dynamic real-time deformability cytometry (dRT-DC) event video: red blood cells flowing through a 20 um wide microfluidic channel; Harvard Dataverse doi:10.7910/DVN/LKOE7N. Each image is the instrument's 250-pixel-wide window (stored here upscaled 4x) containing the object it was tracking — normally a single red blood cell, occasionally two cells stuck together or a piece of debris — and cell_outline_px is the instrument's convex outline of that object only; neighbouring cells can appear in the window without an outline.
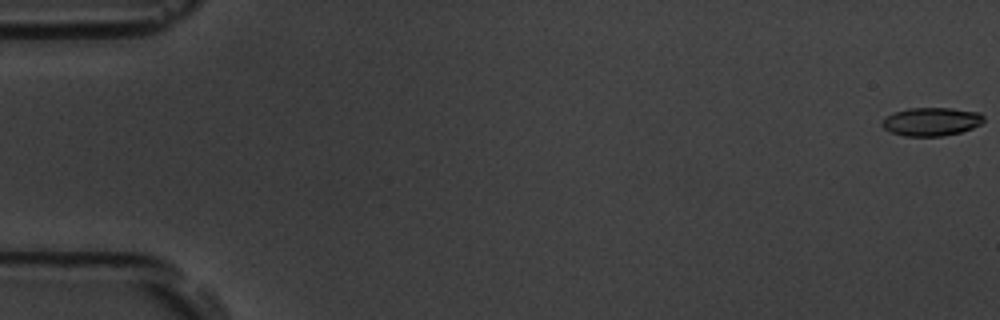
{"species": "common noctule bat (a hibernating species)", "species_latin": "Nyctalus noctula", "temperature_condition": "room temperature", "stored_images_in_passage": 55, "camera_frame_rate_fps": 3000, "um_per_image_px": 0.085, "animal": {"sex": "male", "body_mass_g": 19.5, "forearm_length_mm": 54.6}, "frame": {"image": 1, "passage_image": 1, "time_ms": 0.0, "image_size_px": [1000, 320], "cell_outline_px": [[984, 120], [980, 124], [972, 128], [960, 132], [944, 136], [904, 136], [892, 132], [884, 128], [880, 124], [884, 116], [908, 108], [952, 108], [980, 112], [984, 116]], "centroid_in_image_um": [79.16, 10.33], "position_along_channel_um": 5.8, "area_um2": 16.88}}
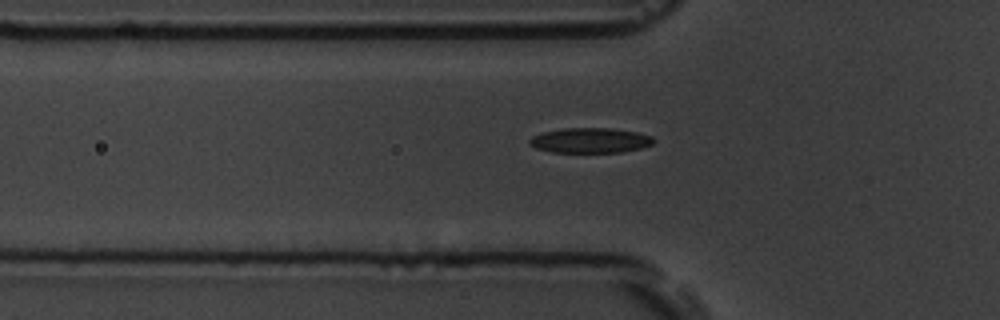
{"frame": {"image": 2, "passage_image": 19, "time_ms": 6.0, "image_size_px": [1000, 320], "cell_outline_px": [[656, 140], [652, 144], [640, 148], [620, 152], [552, 152], [536, 148], [528, 144], [528, 140], [532, 136], [544, 132], [564, 128], [612, 128], [636, 132], [652, 136]], "centroid_in_image_um": [50.16, 11.93], "position_along_channel_um": 75.6, "area_um2": 18.09}}
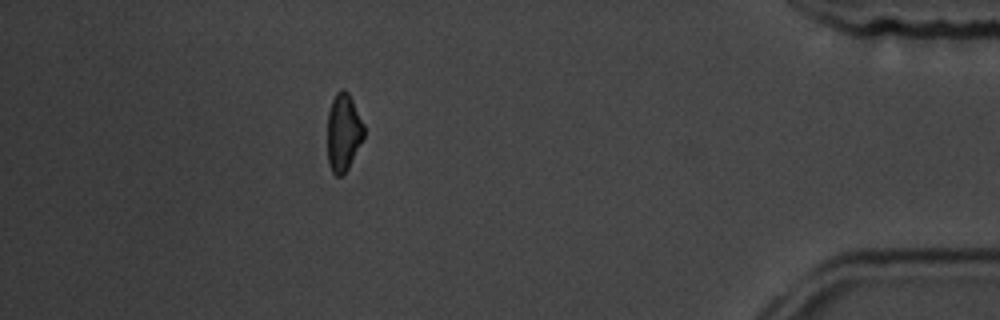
{"frame": {"image": 3, "passage_image": 49, "time_ms": 16.0, "image_size_px": [1000, 320], "cell_outline_px": [[364, 136], [348, 168], [340, 176], [336, 176], [332, 172], [328, 164], [328, 112], [332, 100], [336, 92], [340, 88], [344, 88], [348, 92], [364, 124]], "centroid_in_image_um": [29.18, 11.22], "position_along_channel_um": 406.0, "area_um2": 16.42}, "authors_computed_cell_mechanics": {"area_um2": 17.6868, "velocity_mm_per_s": 3.799, "shape_relaxation_time_tau1_ms": 4.2333, "shape_relaxation_time_tau2_ms": 8.6982, "deformation_change_tau1": 0.1374, "deformation_change_tau2": 0.176}}